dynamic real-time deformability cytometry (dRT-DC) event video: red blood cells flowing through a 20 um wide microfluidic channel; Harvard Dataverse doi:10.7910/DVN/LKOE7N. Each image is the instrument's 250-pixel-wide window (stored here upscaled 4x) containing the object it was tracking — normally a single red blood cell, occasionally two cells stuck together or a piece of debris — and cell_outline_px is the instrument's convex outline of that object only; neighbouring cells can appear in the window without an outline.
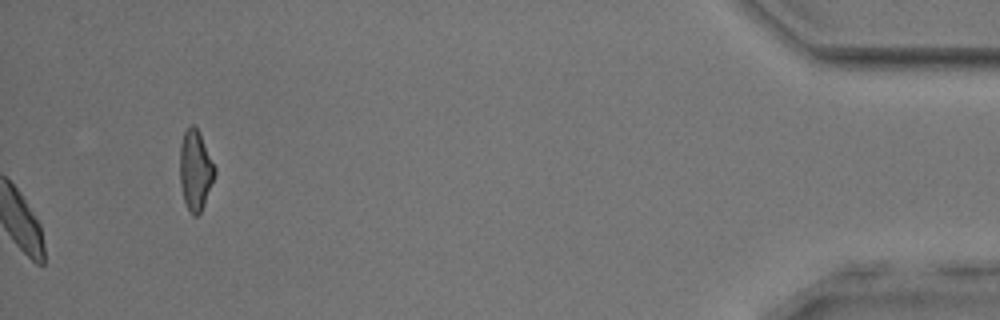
{"species": "common noctule bat (a hibernating species)", "species_latin": "Nyctalus noctula", "temperature_condition": "room temperature", "stored_images_in_passage": 52, "camera_frame_rate_fps": 3000, "um_per_image_px": 0.085, "animal": {"sex": "male", "body_mass_g": 17.9, "forearm_length_mm": 54.2}, "frame": {"image": 1, "passage_image": 52, "time_ms": 17.0, "image_size_px": [1000, 320], "cell_outline_px": [[216, 172], [204, 204], [200, 212], [196, 216], [192, 216], [184, 200], [180, 184], [180, 144], [184, 132], [192, 124], [200, 132], [216, 168]], "centroid_in_image_um": [16.61, 14.45], "position_along_channel_um": 418.6, "area_um2": 16.18}, "authors_computed_cell_mechanics": {"area_um2": 18.8139, "velocity_mm_per_s": 3.7651, "shape_relaxation_time_tau1_ms": 2.8988, "shape_relaxation_time_tau2_ms": 2.9495, "deformation_change_tau1": 0.0931, "deformation_change_tau2": 0.0833}}